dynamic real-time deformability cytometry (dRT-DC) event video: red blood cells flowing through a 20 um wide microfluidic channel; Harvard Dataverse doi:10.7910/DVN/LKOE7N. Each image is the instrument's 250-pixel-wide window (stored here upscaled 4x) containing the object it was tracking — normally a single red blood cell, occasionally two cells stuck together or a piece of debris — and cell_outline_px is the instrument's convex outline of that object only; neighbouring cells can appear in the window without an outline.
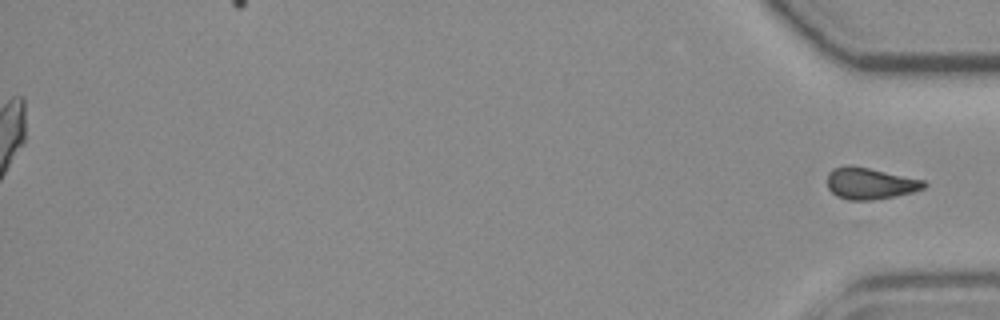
{"species": "common noctule bat (a hibernating species)", "species_latin": "Nyctalus noctula", "temperature_condition": "room temperature", "stored_images_in_passage": 51, "segment_of_instrument_passage": [2, 2], "camera_frame_rate_fps": 3000, "um_per_image_px": 0.085, "animal": {"sex": "female", "body_mass_g": 19.3, "forearm_length_mm": 54.1}, "frame": {"image": 1, "passage_image": 51, "time_ms": 16.667, "image_size_px": [1000, 320], "cell_outline_px": [[928, 184], [924, 188], [912, 192], [896, 196], [872, 200], [848, 200], [836, 196], [828, 188], [828, 172], [832, 168], [844, 164], [852, 164], [924, 180]], "centroid_in_image_um": [73.93, 15.57], "position_along_channel_um": 361.3, "area_um2": 18.03}}